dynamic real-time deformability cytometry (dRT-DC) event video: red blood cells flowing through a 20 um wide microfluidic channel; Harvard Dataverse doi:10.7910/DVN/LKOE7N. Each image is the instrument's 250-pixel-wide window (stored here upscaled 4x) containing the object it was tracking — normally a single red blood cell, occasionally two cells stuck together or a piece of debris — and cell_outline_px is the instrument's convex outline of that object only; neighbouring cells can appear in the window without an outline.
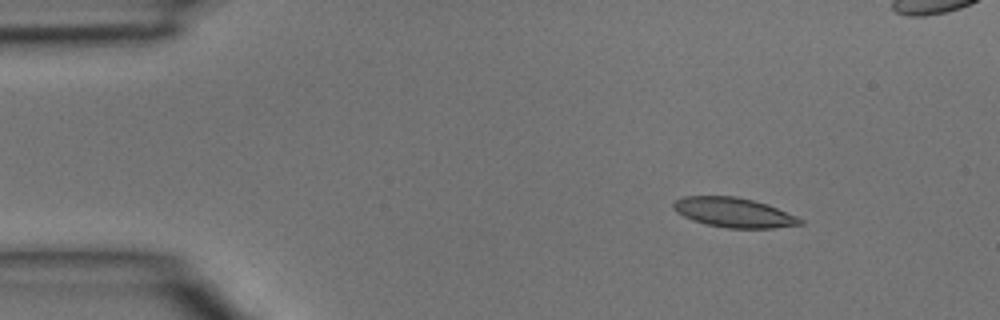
{"species": "common noctule bat (a hibernating species)", "species_latin": "Nyctalus noctula", "temperature_condition": "room temperature", "stored_images_in_passage": 4, "camera_frame_rate_fps": 3000, "um_per_image_px": 0.085, "animal": {"sex": "male", "body_mass_g": 15.6}, "frame": {"image": 1, "passage_image": 1, "time_ms": 0.0, "image_size_px": [1000, 320], "cell_outline_px": [[804, 224], [772, 228], [728, 228], [708, 224], [692, 220], [676, 212], [672, 208], [672, 204], [676, 200], [684, 196], [736, 196], [768, 204], [796, 216], [804, 220]], "centroid_in_image_um": [62.37, 18.06], "position_along_channel_um": 22.6, "area_um2": 21.85}}